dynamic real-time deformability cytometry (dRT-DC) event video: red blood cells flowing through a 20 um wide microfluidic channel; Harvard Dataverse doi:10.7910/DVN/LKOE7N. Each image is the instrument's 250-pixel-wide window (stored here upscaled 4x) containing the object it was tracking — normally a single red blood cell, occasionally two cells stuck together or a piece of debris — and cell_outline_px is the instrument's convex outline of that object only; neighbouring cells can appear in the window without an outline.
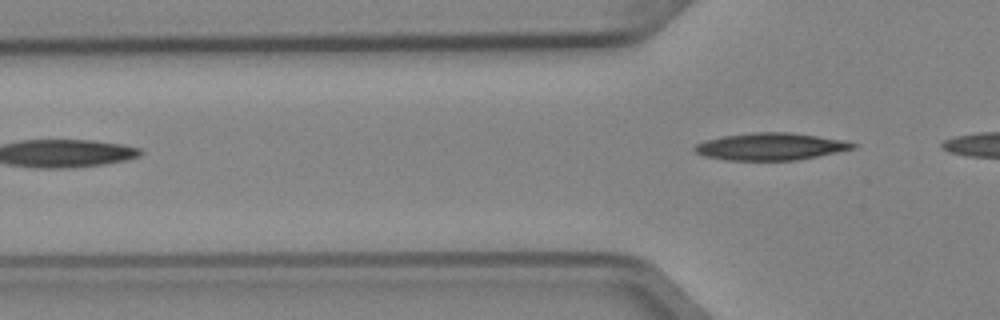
{"species": "Egyptian fruit bat (a non-hibernating species)", "species_latin": "Rousettus aegyptiacus", "temperature_condition": "cold", "stored_images_in_passage": 2, "camera_frame_rate_fps": 3000, "um_per_image_px": 0.085, "animal": {"sex": "female"}, "frame": {"image": 1, "passage_image": 2, "time_ms": 0.333, "image_size_px": [1000, 320], "cell_outline_px": [[860, 144], [856, 148], [796, 160], [728, 160], [704, 156], [696, 152], [692, 148], [696, 144], [704, 140], [724, 136], [752, 132], [792, 132], [844, 140]], "centroid_in_image_um": [65.51, 12.44], "position_along_channel_um": 60.3, "area_um2": 25.09}}